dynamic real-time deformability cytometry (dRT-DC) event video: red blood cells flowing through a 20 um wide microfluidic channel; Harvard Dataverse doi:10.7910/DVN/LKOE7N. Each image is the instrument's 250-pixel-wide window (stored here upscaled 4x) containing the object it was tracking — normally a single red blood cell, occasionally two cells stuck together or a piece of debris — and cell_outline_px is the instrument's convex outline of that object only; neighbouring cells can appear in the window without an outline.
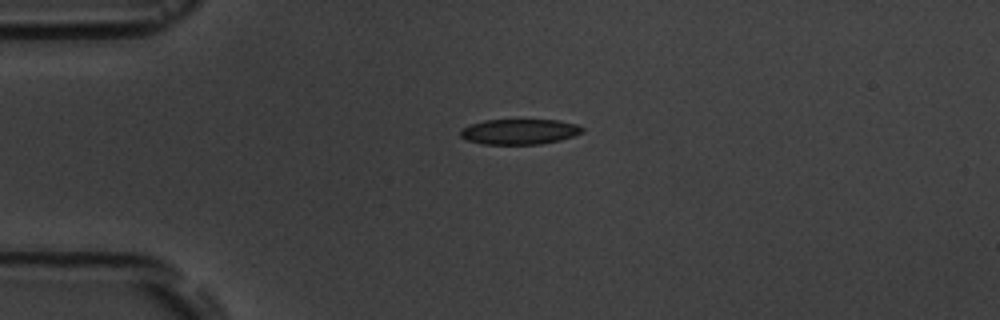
{"species": "common noctule bat (a hibernating species)", "species_latin": "Nyctalus noctula", "temperature_condition": "room temperature", "stored_images_in_passage": 2, "camera_frame_rate_fps": 3000, "um_per_image_px": 0.085, "animal": {"sex": "male", "body_mass_g": 19.5, "forearm_length_mm": 54.6}, "frame": {"image": 1, "passage_image": 1, "time_ms": 0.0, "image_size_px": [1000, 320], "cell_outline_px": [[584, 132], [560, 140], [540, 144], [484, 144], [468, 140], [460, 136], [460, 132], [464, 128], [472, 124], [484, 120], [556, 120], [576, 124], [584, 128]], "centroid_in_image_um": [44.18, 11.19], "position_along_channel_um": 40.8, "area_um2": 17.8}}